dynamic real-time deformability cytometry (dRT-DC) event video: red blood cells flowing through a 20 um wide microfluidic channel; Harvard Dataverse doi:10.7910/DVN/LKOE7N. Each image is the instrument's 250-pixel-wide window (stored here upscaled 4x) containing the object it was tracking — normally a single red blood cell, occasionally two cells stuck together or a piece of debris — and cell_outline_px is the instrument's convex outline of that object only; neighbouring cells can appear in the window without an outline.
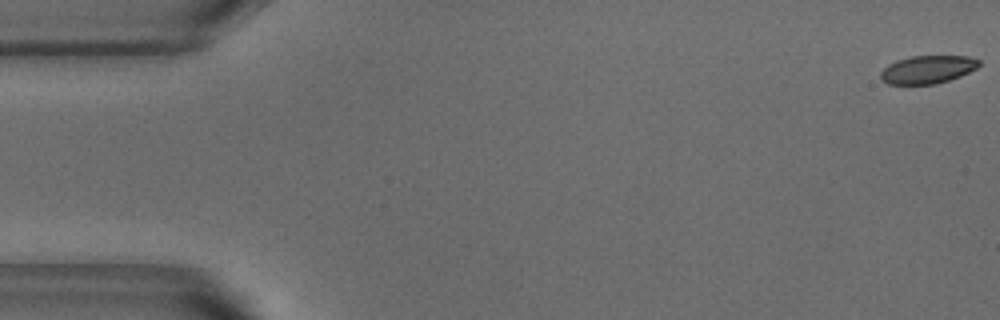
{"species": "common noctule bat (a hibernating species)", "species_latin": "Nyctalus noctula", "temperature_condition": "warm", "stored_images_in_passage": 53, "camera_frame_rate_fps": 3000, "um_per_image_px": 0.085, "animal": {"sex": "male", "body_mass_g": 18.8}, "frame": {"image": 1, "passage_image": 1, "time_ms": 0.0, "image_size_px": [1000, 320], "cell_outline_px": [[980, 64], [976, 68], [960, 76], [948, 80], [932, 84], [888, 84], [880, 76], [880, 72], [888, 64], [896, 60], [912, 56], [968, 56], [980, 60]], "centroid_in_image_um": [78.84, 5.89], "position_along_channel_um": 6.2, "area_um2": 15.9}}
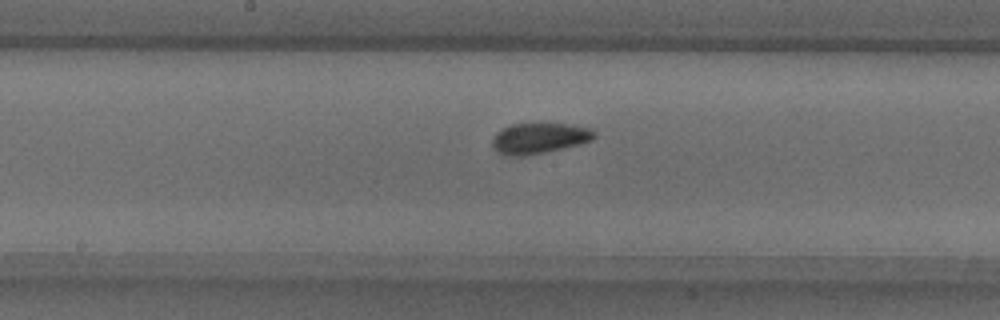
{"frame": {"image": 2, "passage_image": 27, "time_ms": 8.667, "image_size_px": [1000, 320], "cell_outline_px": [[596, 136], [592, 140], [580, 144], [544, 152], [524, 156], [504, 156], [496, 152], [492, 148], [492, 140], [496, 132], [508, 124], [568, 124], [588, 128], [596, 132]], "centroid_in_image_um": [45.78, 11.76], "position_along_channel_um": 202.4, "area_um2": 18.32}}
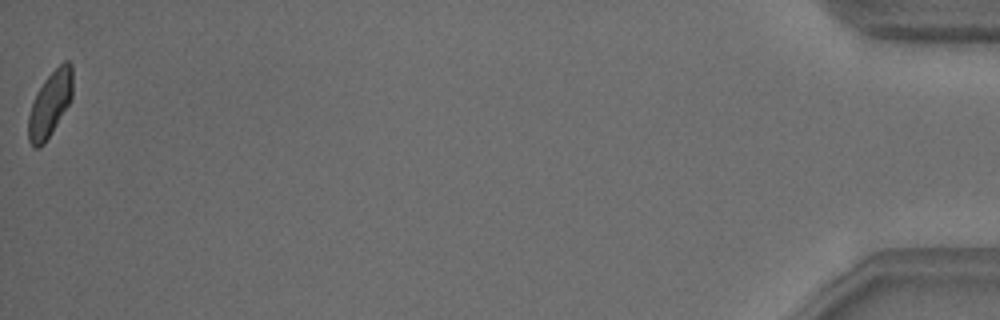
{"frame": {"image": 3, "passage_image": 53, "time_ms": 17.333, "image_size_px": [1000, 320], "cell_outline_px": [[72, 96], [68, 104], [44, 144], [40, 148], [36, 148], [28, 140], [28, 116], [36, 92], [44, 80], [64, 60], [68, 60], [72, 64]], "centroid_in_image_um": [4.24, 8.82], "position_along_channel_um": 431.0, "area_um2": 16.59}, "authors_computed_cell_mechanics": {"area_um2": 17.5712, "velocity_mm_per_s": 3.8099, "shape_relaxation_time_tau1_ms": 2.0746, "shape_relaxation_time_tau2_ms": 1.1163, "deformation_change_tau1": 0.105, "deformation_change_tau2": 0.0659}}